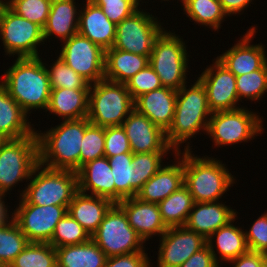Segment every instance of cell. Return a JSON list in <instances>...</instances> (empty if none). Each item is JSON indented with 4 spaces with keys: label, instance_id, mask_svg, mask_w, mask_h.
<instances>
[{
    "label": "cell",
    "instance_id": "6da1fadb",
    "mask_svg": "<svg viewBox=\"0 0 267 267\" xmlns=\"http://www.w3.org/2000/svg\"><path fill=\"white\" fill-rule=\"evenodd\" d=\"M195 79H191L194 83H186L177 90L173 121L166 131L167 142L175 152L192 150L191 139L207 134L212 112L204 85L198 78Z\"/></svg>",
    "mask_w": 267,
    "mask_h": 267
},
{
    "label": "cell",
    "instance_id": "7a4b0ae2",
    "mask_svg": "<svg viewBox=\"0 0 267 267\" xmlns=\"http://www.w3.org/2000/svg\"><path fill=\"white\" fill-rule=\"evenodd\" d=\"M45 59L15 58L1 73V86L29 116L36 111L46 113L48 107L51 87Z\"/></svg>",
    "mask_w": 267,
    "mask_h": 267
},
{
    "label": "cell",
    "instance_id": "3957f363",
    "mask_svg": "<svg viewBox=\"0 0 267 267\" xmlns=\"http://www.w3.org/2000/svg\"><path fill=\"white\" fill-rule=\"evenodd\" d=\"M88 118L68 120L48 127L36 128L39 164L61 170L80 169V151L85 129L90 125Z\"/></svg>",
    "mask_w": 267,
    "mask_h": 267
},
{
    "label": "cell",
    "instance_id": "277c9868",
    "mask_svg": "<svg viewBox=\"0 0 267 267\" xmlns=\"http://www.w3.org/2000/svg\"><path fill=\"white\" fill-rule=\"evenodd\" d=\"M194 153L193 150H184V185L194 202L223 200L222 197L226 198L227 192L237 183L236 176L221 158Z\"/></svg>",
    "mask_w": 267,
    "mask_h": 267
},
{
    "label": "cell",
    "instance_id": "5b68a950",
    "mask_svg": "<svg viewBox=\"0 0 267 267\" xmlns=\"http://www.w3.org/2000/svg\"><path fill=\"white\" fill-rule=\"evenodd\" d=\"M24 185V194L16 199L17 204L69 206L78 191V174L38 164Z\"/></svg>",
    "mask_w": 267,
    "mask_h": 267
},
{
    "label": "cell",
    "instance_id": "8992f818",
    "mask_svg": "<svg viewBox=\"0 0 267 267\" xmlns=\"http://www.w3.org/2000/svg\"><path fill=\"white\" fill-rule=\"evenodd\" d=\"M167 28L168 26L154 43L149 57V65L159 76L163 87L177 91L191 81V77L188 78V75L192 70L189 65V57L192 52H187L189 50L186 45L187 40L185 41L178 33L175 34L174 29L172 32Z\"/></svg>",
    "mask_w": 267,
    "mask_h": 267
},
{
    "label": "cell",
    "instance_id": "52a82bcc",
    "mask_svg": "<svg viewBox=\"0 0 267 267\" xmlns=\"http://www.w3.org/2000/svg\"><path fill=\"white\" fill-rule=\"evenodd\" d=\"M39 164L36 135L7 139L0 147V193L9 195L19 185L18 196L24 194L21 183H28L33 170ZM20 183V184H19ZM10 193V194H9Z\"/></svg>",
    "mask_w": 267,
    "mask_h": 267
},
{
    "label": "cell",
    "instance_id": "ba28073f",
    "mask_svg": "<svg viewBox=\"0 0 267 267\" xmlns=\"http://www.w3.org/2000/svg\"><path fill=\"white\" fill-rule=\"evenodd\" d=\"M253 109L240 107L234 110L217 111L211 114L206 136L211 138L212 146L235 147L240 143L253 142L264 134L263 116ZM258 114V115H257ZM233 145V146H232Z\"/></svg>",
    "mask_w": 267,
    "mask_h": 267
},
{
    "label": "cell",
    "instance_id": "9c48e42d",
    "mask_svg": "<svg viewBox=\"0 0 267 267\" xmlns=\"http://www.w3.org/2000/svg\"><path fill=\"white\" fill-rule=\"evenodd\" d=\"M135 109L125 84L102 79L90 84L88 120L101 127L120 126Z\"/></svg>",
    "mask_w": 267,
    "mask_h": 267
},
{
    "label": "cell",
    "instance_id": "30bf717a",
    "mask_svg": "<svg viewBox=\"0 0 267 267\" xmlns=\"http://www.w3.org/2000/svg\"><path fill=\"white\" fill-rule=\"evenodd\" d=\"M0 39L5 58L43 57L40 46L48 45L40 26L17 15L5 3L0 6Z\"/></svg>",
    "mask_w": 267,
    "mask_h": 267
},
{
    "label": "cell",
    "instance_id": "8fae6325",
    "mask_svg": "<svg viewBox=\"0 0 267 267\" xmlns=\"http://www.w3.org/2000/svg\"><path fill=\"white\" fill-rule=\"evenodd\" d=\"M146 8V9H145ZM139 7L126 19L117 24L113 48L150 56L156 39L165 30V25L148 8ZM160 19V20H159Z\"/></svg>",
    "mask_w": 267,
    "mask_h": 267
},
{
    "label": "cell",
    "instance_id": "7c38bea8",
    "mask_svg": "<svg viewBox=\"0 0 267 267\" xmlns=\"http://www.w3.org/2000/svg\"><path fill=\"white\" fill-rule=\"evenodd\" d=\"M91 239L107 257L146 249V243L130 226L125 212L117 204H114L105 214Z\"/></svg>",
    "mask_w": 267,
    "mask_h": 267
},
{
    "label": "cell",
    "instance_id": "4fadbf2b",
    "mask_svg": "<svg viewBox=\"0 0 267 267\" xmlns=\"http://www.w3.org/2000/svg\"><path fill=\"white\" fill-rule=\"evenodd\" d=\"M58 56L90 84L104 79L105 50L79 33L63 41Z\"/></svg>",
    "mask_w": 267,
    "mask_h": 267
},
{
    "label": "cell",
    "instance_id": "5bb4252c",
    "mask_svg": "<svg viewBox=\"0 0 267 267\" xmlns=\"http://www.w3.org/2000/svg\"><path fill=\"white\" fill-rule=\"evenodd\" d=\"M14 208H11L13 219L28 241L49 243L57 223L67 213L68 206L17 204Z\"/></svg>",
    "mask_w": 267,
    "mask_h": 267
},
{
    "label": "cell",
    "instance_id": "9a60e30c",
    "mask_svg": "<svg viewBox=\"0 0 267 267\" xmlns=\"http://www.w3.org/2000/svg\"><path fill=\"white\" fill-rule=\"evenodd\" d=\"M198 74L207 92L211 112L234 110L243 107L239 102L236 76L216 58Z\"/></svg>",
    "mask_w": 267,
    "mask_h": 267
},
{
    "label": "cell",
    "instance_id": "2e32d148",
    "mask_svg": "<svg viewBox=\"0 0 267 267\" xmlns=\"http://www.w3.org/2000/svg\"><path fill=\"white\" fill-rule=\"evenodd\" d=\"M158 239L157 260L152 263L151 259V267H179L206 245L202 235L186 226L169 227Z\"/></svg>",
    "mask_w": 267,
    "mask_h": 267
},
{
    "label": "cell",
    "instance_id": "e0dca14e",
    "mask_svg": "<svg viewBox=\"0 0 267 267\" xmlns=\"http://www.w3.org/2000/svg\"><path fill=\"white\" fill-rule=\"evenodd\" d=\"M256 30V24L250 26L246 33L238 38L239 40L236 39L234 45L215 57L235 76L256 71L267 62L266 46L261 42L257 44L252 41L256 38Z\"/></svg>",
    "mask_w": 267,
    "mask_h": 267
},
{
    "label": "cell",
    "instance_id": "ac0fdd59",
    "mask_svg": "<svg viewBox=\"0 0 267 267\" xmlns=\"http://www.w3.org/2000/svg\"><path fill=\"white\" fill-rule=\"evenodd\" d=\"M122 127L132 153L175 152L167 142L166 132L136 109L126 117Z\"/></svg>",
    "mask_w": 267,
    "mask_h": 267
},
{
    "label": "cell",
    "instance_id": "d6986e66",
    "mask_svg": "<svg viewBox=\"0 0 267 267\" xmlns=\"http://www.w3.org/2000/svg\"><path fill=\"white\" fill-rule=\"evenodd\" d=\"M172 157V160L165 163L143 185L137 198L144 202L158 204L184 185V151H178Z\"/></svg>",
    "mask_w": 267,
    "mask_h": 267
},
{
    "label": "cell",
    "instance_id": "ffe728a7",
    "mask_svg": "<svg viewBox=\"0 0 267 267\" xmlns=\"http://www.w3.org/2000/svg\"><path fill=\"white\" fill-rule=\"evenodd\" d=\"M117 205L125 212L130 226L145 243L155 236L160 238L168 229L158 204L141 201L135 196L123 199Z\"/></svg>",
    "mask_w": 267,
    "mask_h": 267
},
{
    "label": "cell",
    "instance_id": "44dd1931",
    "mask_svg": "<svg viewBox=\"0 0 267 267\" xmlns=\"http://www.w3.org/2000/svg\"><path fill=\"white\" fill-rule=\"evenodd\" d=\"M223 201L195 202L185 226L207 239L237 216L238 211Z\"/></svg>",
    "mask_w": 267,
    "mask_h": 267
},
{
    "label": "cell",
    "instance_id": "7402d4cb",
    "mask_svg": "<svg viewBox=\"0 0 267 267\" xmlns=\"http://www.w3.org/2000/svg\"><path fill=\"white\" fill-rule=\"evenodd\" d=\"M239 214L237 212V216L232 221L213 232L206 239V244L214 255L216 262L222 267L249 251L243 231L245 225L243 224L241 227L240 224L236 225Z\"/></svg>",
    "mask_w": 267,
    "mask_h": 267
},
{
    "label": "cell",
    "instance_id": "603a6c76",
    "mask_svg": "<svg viewBox=\"0 0 267 267\" xmlns=\"http://www.w3.org/2000/svg\"><path fill=\"white\" fill-rule=\"evenodd\" d=\"M82 2L78 33L105 51L112 48L116 39L117 25L111 22L101 8L91 0Z\"/></svg>",
    "mask_w": 267,
    "mask_h": 267
},
{
    "label": "cell",
    "instance_id": "cb8c5ba5",
    "mask_svg": "<svg viewBox=\"0 0 267 267\" xmlns=\"http://www.w3.org/2000/svg\"><path fill=\"white\" fill-rule=\"evenodd\" d=\"M82 4L78 5L76 0H52L49 16L43 28L44 42H49L50 45V39L53 41L52 39L56 38L55 42L58 44V40L62 43L77 34Z\"/></svg>",
    "mask_w": 267,
    "mask_h": 267
},
{
    "label": "cell",
    "instance_id": "d4e9b609",
    "mask_svg": "<svg viewBox=\"0 0 267 267\" xmlns=\"http://www.w3.org/2000/svg\"><path fill=\"white\" fill-rule=\"evenodd\" d=\"M177 91L161 87L144 93L134 100L135 109L165 132L172 124Z\"/></svg>",
    "mask_w": 267,
    "mask_h": 267
},
{
    "label": "cell",
    "instance_id": "484cf974",
    "mask_svg": "<svg viewBox=\"0 0 267 267\" xmlns=\"http://www.w3.org/2000/svg\"><path fill=\"white\" fill-rule=\"evenodd\" d=\"M77 174L80 192L107 198L115 204V183L107 157L86 163Z\"/></svg>",
    "mask_w": 267,
    "mask_h": 267
},
{
    "label": "cell",
    "instance_id": "4316f807",
    "mask_svg": "<svg viewBox=\"0 0 267 267\" xmlns=\"http://www.w3.org/2000/svg\"><path fill=\"white\" fill-rule=\"evenodd\" d=\"M88 102L89 89L52 88L45 115H55L59 121L83 119L88 116Z\"/></svg>",
    "mask_w": 267,
    "mask_h": 267
},
{
    "label": "cell",
    "instance_id": "83f0119b",
    "mask_svg": "<svg viewBox=\"0 0 267 267\" xmlns=\"http://www.w3.org/2000/svg\"><path fill=\"white\" fill-rule=\"evenodd\" d=\"M114 203L103 197L80 192L74 194L67 212L92 236Z\"/></svg>",
    "mask_w": 267,
    "mask_h": 267
},
{
    "label": "cell",
    "instance_id": "f1b7e54d",
    "mask_svg": "<svg viewBox=\"0 0 267 267\" xmlns=\"http://www.w3.org/2000/svg\"><path fill=\"white\" fill-rule=\"evenodd\" d=\"M31 118L0 84V133L7 139L36 135ZM32 123V124H31Z\"/></svg>",
    "mask_w": 267,
    "mask_h": 267
},
{
    "label": "cell",
    "instance_id": "f546056e",
    "mask_svg": "<svg viewBox=\"0 0 267 267\" xmlns=\"http://www.w3.org/2000/svg\"><path fill=\"white\" fill-rule=\"evenodd\" d=\"M149 57L112 47L105 51L104 79L125 84L137 72L149 65Z\"/></svg>",
    "mask_w": 267,
    "mask_h": 267
},
{
    "label": "cell",
    "instance_id": "4dcf8cb0",
    "mask_svg": "<svg viewBox=\"0 0 267 267\" xmlns=\"http://www.w3.org/2000/svg\"><path fill=\"white\" fill-rule=\"evenodd\" d=\"M55 250L57 267H104L108 258L92 239Z\"/></svg>",
    "mask_w": 267,
    "mask_h": 267
},
{
    "label": "cell",
    "instance_id": "1f68e13d",
    "mask_svg": "<svg viewBox=\"0 0 267 267\" xmlns=\"http://www.w3.org/2000/svg\"><path fill=\"white\" fill-rule=\"evenodd\" d=\"M181 11L189 18L187 21L194 22L204 29L210 28L211 31L219 33L223 29L222 24L229 16L224 11L219 0H182ZM192 20V21H191ZM219 31V32H218Z\"/></svg>",
    "mask_w": 267,
    "mask_h": 267
},
{
    "label": "cell",
    "instance_id": "d6a6232c",
    "mask_svg": "<svg viewBox=\"0 0 267 267\" xmlns=\"http://www.w3.org/2000/svg\"><path fill=\"white\" fill-rule=\"evenodd\" d=\"M133 153L108 157L115 183V204L137 196V174L132 164Z\"/></svg>",
    "mask_w": 267,
    "mask_h": 267
},
{
    "label": "cell",
    "instance_id": "836d02e7",
    "mask_svg": "<svg viewBox=\"0 0 267 267\" xmlns=\"http://www.w3.org/2000/svg\"><path fill=\"white\" fill-rule=\"evenodd\" d=\"M194 203L193 197L185 185L159 202V210L165 225L168 228L185 226Z\"/></svg>",
    "mask_w": 267,
    "mask_h": 267
},
{
    "label": "cell",
    "instance_id": "e575fe53",
    "mask_svg": "<svg viewBox=\"0 0 267 267\" xmlns=\"http://www.w3.org/2000/svg\"><path fill=\"white\" fill-rule=\"evenodd\" d=\"M9 267H57L56 250L49 243L29 242Z\"/></svg>",
    "mask_w": 267,
    "mask_h": 267
},
{
    "label": "cell",
    "instance_id": "d590c367",
    "mask_svg": "<svg viewBox=\"0 0 267 267\" xmlns=\"http://www.w3.org/2000/svg\"><path fill=\"white\" fill-rule=\"evenodd\" d=\"M236 88L239 102L262 101L267 93V62L256 71L236 76Z\"/></svg>",
    "mask_w": 267,
    "mask_h": 267
},
{
    "label": "cell",
    "instance_id": "8d00e7d4",
    "mask_svg": "<svg viewBox=\"0 0 267 267\" xmlns=\"http://www.w3.org/2000/svg\"><path fill=\"white\" fill-rule=\"evenodd\" d=\"M29 241L14 219L0 227V266L9 267Z\"/></svg>",
    "mask_w": 267,
    "mask_h": 267
},
{
    "label": "cell",
    "instance_id": "74e56055",
    "mask_svg": "<svg viewBox=\"0 0 267 267\" xmlns=\"http://www.w3.org/2000/svg\"><path fill=\"white\" fill-rule=\"evenodd\" d=\"M48 61H44L49 74L50 87L52 88H66V89H90V83L81 75L70 68L59 56Z\"/></svg>",
    "mask_w": 267,
    "mask_h": 267
},
{
    "label": "cell",
    "instance_id": "f35d334b",
    "mask_svg": "<svg viewBox=\"0 0 267 267\" xmlns=\"http://www.w3.org/2000/svg\"><path fill=\"white\" fill-rule=\"evenodd\" d=\"M90 239L88 232L67 212L57 223L49 244L58 248L82 244Z\"/></svg>",
    "mask_w": 267,
    "mask_h": 267
},
{
    "label": "cell",
    "instance_id": "ab89813d",
    "mask_svg": "<svg viewBox=\"0 0 267 267\" xmlns=\"http://www.w3.org/2000/svg\"><path fill=\"white\" fill-rule=\"evenodd\" d=\"M52 0H4V3L17 15L44 28Z\"/></svg>",
    "mask_w": 267,
    "mask_h": 267
},
{
    "label": "cell",
    "instance_id": "60d3db41",
    "mask_svg": "<svg viewBox=\"0 0 267 267\" xmlns=\"http://www.w3.org/2000/svg\"><path fill=\"white\" fill-rule=\"evenodd\" d=\"M176 152H151V153H133L132 164L136 168L137 174V194L143 185L157 173L165 161V157L174 155Z\"/></svg>",
    "mask_w": 267,
    "mask_h": 267
},
{
    "label": "cell",
    "instance_id": "b9f144b4",
    "mask_svg": "<svg viewBox=\"0 0 267 267\" xmlns=\"http://www.w3.org/2000/svg\"><path fill=\"white\" fill-rule=\"evenodd\" d=\"M105 127L90 124L85 129L80 151V168L86 163L104 157Z\"/></svg>",
    "mask_w": 267,
    "mask_h": 267
},
{
    "label": "cell",
    "instance_id": "7bdbcfd3",
    "mask_svg": "<svg viewBox=\"0 0 267 267\" xmlns=\"http://www.w3.org/2000/svg\"><path fill=\"white\" fill-rule=\"evenodd\" d=\"M125 85L134 100L144 93L163 87L159 76L150 65L137 72Z\"/></svg>",
    "mask_w": 267,
    "mask_h": 267
},
{
    "label": "cell",
    "instance_id": "ee69618b",
    "mask_svg": "<svg viewBox=\"0 0 267 267\" xmlns=\"http://www.w3.org/2000/svg\"><path fill=\"white\" fill-rule=\"evenodd\" d=\"M101 8L106 17L114 24L130 16L140 6L133 0H91Z\"/></svg>",
    "mask_w": 267,
    "mask_h": 267
},
{
    "label": "cell",
    "instance_id": "f6af8a7d",
    "mask_svg": "<svg viewBox=\"0 0 267 267\" xmlns=\"http://www.w3.org/2000/svg\"><path fill=\"white\" fill-rule=\"evenodd\" d=\"M251 225V226H250ZM244 228L249 251L265 253L267 251V210Z\"/></svg>",
    "mask_w": 267,
    "mask_h": 267
},
{
    "label": "cell",
    "instance_id": "bcb514c9",
    "mask_svg": "<svg viewBox=\"0 0 267 267\" xmlns=\"http://www.w3.org/2000/svg\"><path fill=\"white\" fill-rule=\"evenodd\" d=\"M123 153H132V151L122 125L105 127L104 156L108 158Z\"/></svg>",
    "mask_w": 267,
    "mask_h": 267
},
{
    "label": "cell",
    "instance_id": "7dc6e473",
    "mask_svg": "<svg viewBox=\"0 0 267 267\" xmlns=\"http://www.w3.org/2000/svg\"><path fill=\"white\" fill-rule=\"evenodd\" d=\"M146 250L108 257L104 267H151V256Z\"/></svg>",
    "mask_w": 267,
    "mask_h": 267
},
{
    "label": "cell",
    "instance_id": "c3c4849f",
    "mask_svg": "<svg viewBox=\"0 0 267 267\" xmlns=\"http://www.w3.org/2000/svg\"><path fill=\"white\" fill-rule=\"evenodd\" d=\"M179 267H222L220 266L210 248L206 244L202 249L191 255L186 262Z\"/></svg>",
    "mask_w": 267,
    "mask_h": 267
},
{
    "label": "cell",
    "instance_id": "681fc988",
    "mask_svg": "<svg viewBox=\"0 0 267 267\" xmlns=\"http://www.w3.org/2000/svg\"><path fill=\"white\" fill-rule=\"evenodd\" d=\"M265 261L264 253L248 251L245 254L231 260L230 267H262Z\"/></svg>",
    "mask_w": 267,
    "mask_h": 267
},
{
    "label": "cell",
    "instance_id": "f907efd6",
    "mask_svg": "<svg viewBox=\"0 0 267 267\" xmlns=\"http://www.w3.org/2000/svg\"><path fill=\"white\" fill-rule=\"evenodd\" d=\"M254 0H219L224 11L227 13L229 17L239 16L245 12V9L253 5Z\"/></svg>",
    "mask_w": 267,
    "mask_h": 267
},
{
    "label": "cell",
    "instance_id": "816d5d0a",
    "mask_svg": "<svg viewBox=\"0 0 267 267\" xmlns=\"http://www.w3.org/2000/svg\"><path fill=\"white\" fill-rule=\"evenodd\" d=\"M6 197H8L6 194L0 193V227L10 223L14 217V212L11 211Z\"/></svg>",
    "mask_w": 267,
    "mask_h": 267
},
{
    "label": "cell",
    "instance_id": "f5cc1de1",
    "mask_svg": "<svg viewBox=\"0 0 267 267\" xmlns=\"http://www.w3.org/2000/svg\"><path fill=\"white\" fill-rule=\"evenodd\" d=\"M133 1H134L135 3H137L140 7H143V6H144V5H143L144 3L146 4L145 7L148 6V4H150V3L148 2L149 0H147V1H145V0H133ZM146 2H147L148 4H147Z\"/></svg>",
    "mask_w": 267,
    "mask_h": 267
},
{
    "label": "cell",
    "instance_id": "db71d44e",
    "mask_svg": "<svg viewBox=\"0 0 267 267\" xmlns=\"http://www.w3.org/2000/svg\"><path fill=\"white\" fill-rule=\"evenodd\" d=\"M152 1V0H151ZM155 1L157 2V0H154V1H152V2H154L155 3ZM162 1H163V3H165V2H167L168 4H169V2L171 3V1L170 0H158V2H161V4H162ZM165 1V2H164ZM172 1H174V0H172ZM176 1V0H175ZM181 2V3H179L180 4V6H181V4H182V0H177V3L178 2Z\"/></svg>",
    "mask_w": 267,
    "mask_h": 267
},
{
    "label": "cell",
    "instance_id": "11a10c76",
    "mask_svg": "<svg viewBox=\"0 0 267 267\" xmlns=\"http://www.w3.org/2000/svg\"><path fill=\"white\" fill-rule=\"evenodd\" d=\"M6 140L7 138L0 133V147Z\"/></svg>",
    "mask_w": 267,
    "mask_h": 267
},
{
    "label": "cell",
    "instance_id": "9f6ffc18",
    "mask_svg": "<svg viewBox=\"0 0 267 267\" xmlns=\"http://www.w3.org/2000/svg\"><path fill=\"white\" fill-rule=\"evenodd\" d=\"M262 267H267V261H264V262H263Z\"/></svg>",
    "mask_w": 267,
    "mask_h": 267
},
{
    "label": "cell",
    "instance_id": "6f0895ef",
    "mask_svg": "<svg viewBox=\"0 0 267 267\" xmlns=\"http://www.w3.org/2000/svg\"><path fill=\"white\" fill-rule=\"evenodd\" d=\"M265 261H267V251L264 253Z\"/></svg>",
    "mask_w": 267,
    "mask_h": 267
},
{
    "label": "cell",
    "instance_id": "680465c9",
    "mask_svg": "<svg viewBox=\"0 0 267 267\" xmlns=\"http://www.w3.org/2000/svg\"><path fill=\"white\" fill-rule=\"evenodd\" d=\"M4 3V0H0V6Z\"/></svg>",
    "mask_w": 267,
    "mask_h": 267
}]
</instances>
